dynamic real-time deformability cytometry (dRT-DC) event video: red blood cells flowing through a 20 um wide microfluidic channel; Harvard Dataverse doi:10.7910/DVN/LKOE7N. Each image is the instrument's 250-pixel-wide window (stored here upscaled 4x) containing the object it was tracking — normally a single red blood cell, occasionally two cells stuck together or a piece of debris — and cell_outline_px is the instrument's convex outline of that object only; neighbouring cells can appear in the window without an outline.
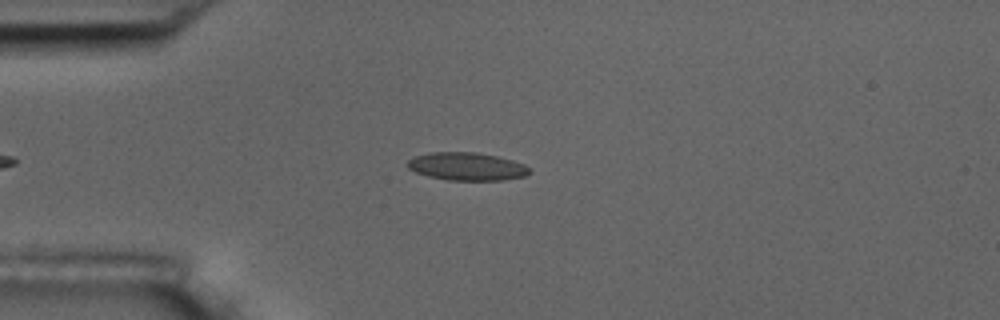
{"species": "common noctule bat (a hibernating species)", "species_latin": "Nyctalus noctula", "temperature_condition": "room temperature", "stored_images_in_passage": 48, "camera_frame_rate_fps": 3000, "um_per_image_px": 0.085, "animal": {"sex": "male", "body_mass_g": 17.5, "forearm_length_mm": 52.3}, "frame": {"image": 1, "passage_image": 11, "time_ms": 3.333, "image_size_px": [1000, 320], "cell_outline_px": [[532, 172], [524, 176], [504, 180], [448, 180], [428, 176], [416, 172], [408, 168], [404, 164], [408, 160], [416, 156], [428, 152], [476, 152], [496, 156], [512, 160], [524, 164]], "centroid_in_image_um": [39.66, 14.14], "position_along_channel_um": 45.3, "area_um2": 19.88}}
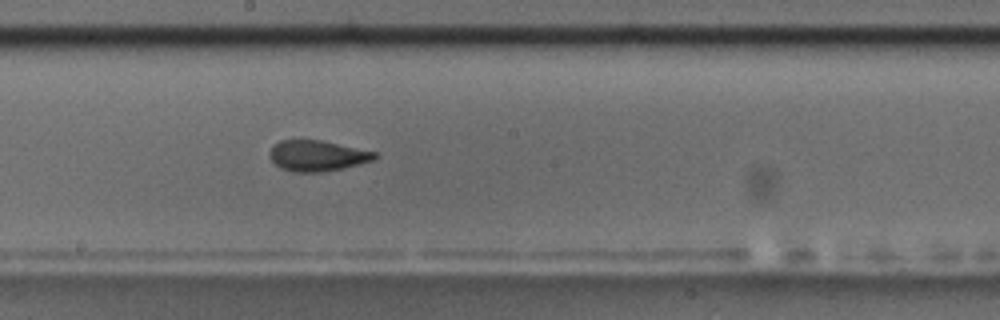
{"frame": {"image": 2, "passage_image": 27, "time_ms": 8.667, "image_size_px": [1000, 320], "cell_outline_px": [[380, 156], [372, 160], [360, 164], [320, 172], [292, 172], [280, 168], [272, 160], [272, 148], [280, 140], [320, 140], [380, 152]], "centroid_in_image_um": [27.05, 13.23], "position_along_channel_um": 221.2, "area_um2": 18.67}}
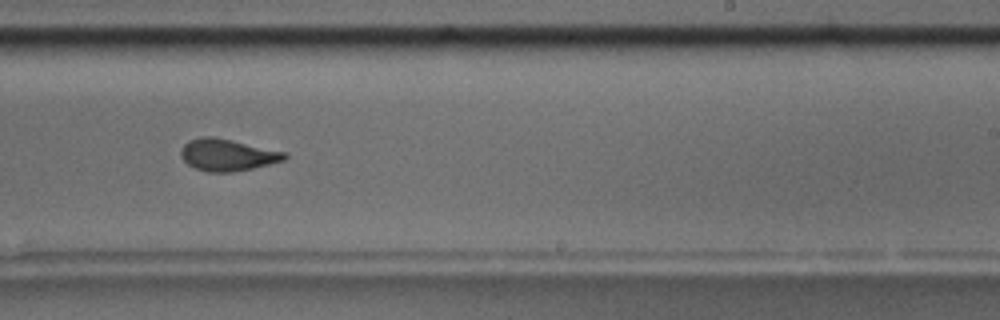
{"frame": {"image": 3, "passage_image": 31, "time_ms": 10.0, "image_size_px": [1000, 320], "cell_outline_px": [[288, 156], [284, 160], [252, 168], [232, 172], [208, 172], [196, 168], [188, 164], [180, 156], [180, 148], [188, 140], [200, 136], [212, 136], [232, 140], [284, 152]], "centroid_in_image_um": [19.27, 13.15], "position_along_channel_um": 269.7, "area_um2": 19.13}, "authors_computed_cell_mechanics": {"area_um2": 19.1029, "velocity_mm_per_s": 3.6413, "shape_relaxation_time_tau1_ms": 3.7855, "shape_relaxation_time_tau2_ms": 1.1053, "deformation_change_tau1": 0.1484, "deformation_change_tau2": 0.0822}}